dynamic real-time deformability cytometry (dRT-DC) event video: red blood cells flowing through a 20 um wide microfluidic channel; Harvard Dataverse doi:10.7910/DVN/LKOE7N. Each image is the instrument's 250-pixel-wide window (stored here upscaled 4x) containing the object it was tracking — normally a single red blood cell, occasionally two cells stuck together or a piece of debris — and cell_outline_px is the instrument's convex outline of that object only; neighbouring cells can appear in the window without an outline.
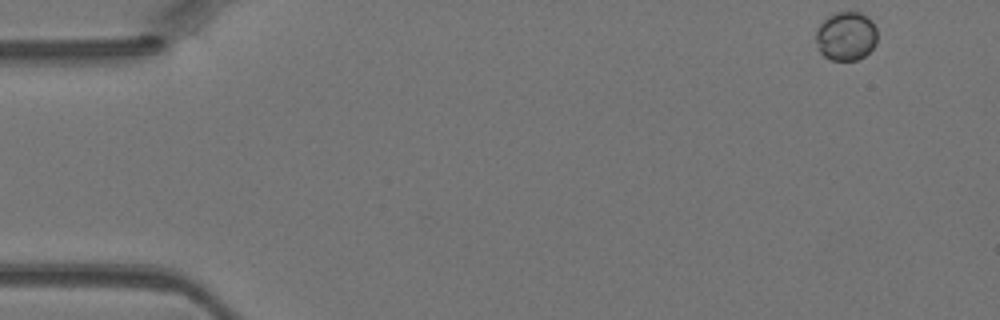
{"species": "Egyptian fruit bat (a non-hibernating species)", "species_latin": "Rousettus aegyptiacus", "temperature_condition": "warm", "stored_images_in_passage": 44, "camera_frame_rate_fps": 3000, "um_per_image_px": 0.085, "animal": {"sex": "female"}, "frame": {"image": 1, "passage_image": 1, "time_ms": 0.0, "image_size_px": [1000, 320], "cell_outline_px": [[876, 44], [864, 56], [856, 60], [832, 60], [824, 56], [816, 48], [816, 32], [820, 24], [828, 16], [836, 12], [860, 12], [868, 16], [872, 20], [876, 28]], "centroid_in_image_um": [71.91, 3.07], "position_along_channel_um": 13.1, "area_um2": 17.57}}
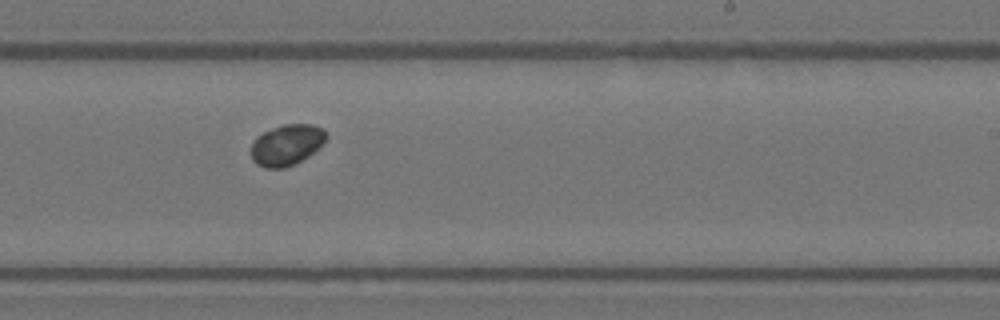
{"frame": {"image": 2, "passage_image": 26, "time_ms": 8.333, "image_size_px": [1000, 320], "cell_outline_px": [[328, 136], [308, 156], [296, 164], [284, 168], [264, 168], [256, 164], [252, 160], [252, 140], [256, 136], [272, 128], [284, 124], [312, 124], [324, 128], [328, 132]], "centroid_in_image_um": [24.35, 12.31], "position_along_channel_um": 264.6, "area_um2": 17.98}}
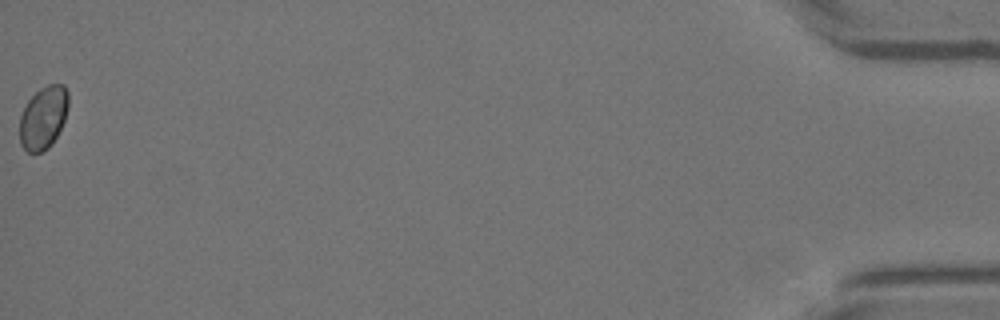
{"frame": {"image": 3, "passage_image": 44, "time_ms": 14.333, "image_size_px": [1000, 320], "cell_outline_px": [[68, 108], [64, 120], [52, 144], [48, 148], [40, 152], [28, 152], [20, 144], [20, 116], [28, 100], [40, 88], [48, 84], [64, 84], [68, 92]], "centroid_in_image_um": [3.69, 9.98], "position_along_channel_um": 431.5, "area_um2": 17.74}}